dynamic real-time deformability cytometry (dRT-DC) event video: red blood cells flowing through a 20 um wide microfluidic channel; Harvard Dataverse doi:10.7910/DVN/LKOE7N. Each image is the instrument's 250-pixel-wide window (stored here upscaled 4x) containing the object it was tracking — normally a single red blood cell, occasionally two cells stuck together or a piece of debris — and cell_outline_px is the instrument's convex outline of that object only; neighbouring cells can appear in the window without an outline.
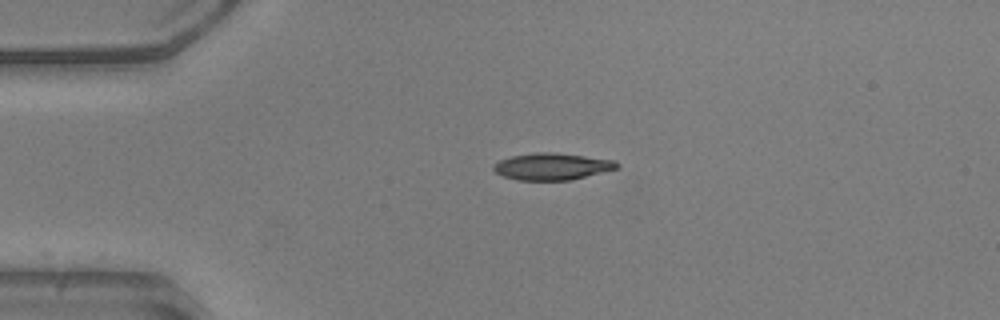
{"species": "common noctule bat (a hibernating species)", "species_latin": "Nyctalus noctula", "temperature_condition": "warm", "stored_images_in_passage": 41, "camera_frame_rate_fps": 3000, "um_per_image_px": 0.085, "animal": {"sex": "male", "body_mass_g": 20.5, "forearm_length_mm": 52.5}, "frame": {"image": 1, "passage_image": 1, "time_ms": 0.0, "image_size_px": [1000, 320], "cell_outline_px": [[620, 168], [572, 180], [516, 180], [504, 176], [496, 172], [492, 168], [492, 164], [500, 160], [512, 156], [536, 152], [552, 152], [616, 160], [620, 164]], "centroid_in_image_um": [46.95, 14.15], "position_along_channel_um": 38.0, "area_um2": 19.42}}
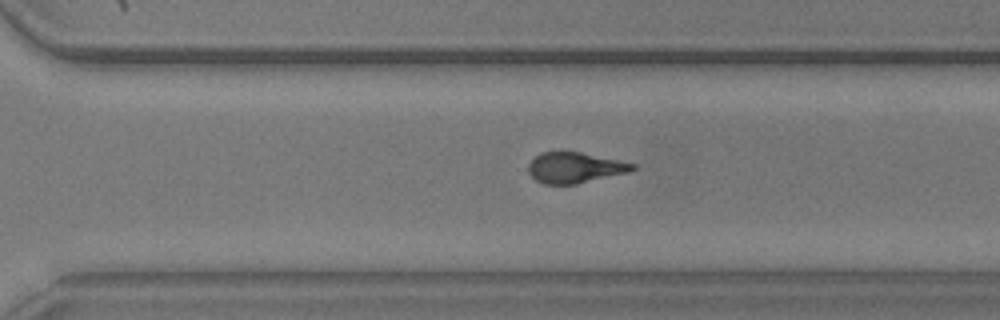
{"frame": {"image": 2, "passage_image": 25, "time_ms": 8.0, "image_size_px": [1000, 320], "cell_outline_px": [[636, 168], [628, 172], [576, 184], [544, 184], [536, 180], [528, 172], [528, 164], [536, 156], [544, 152], [580, 152], [620, 160], [636, 164]], "centroid_in_image_um": [48.87, 14.25], "position_along_channel_um": 321.7, "area_um2": 18.44}}
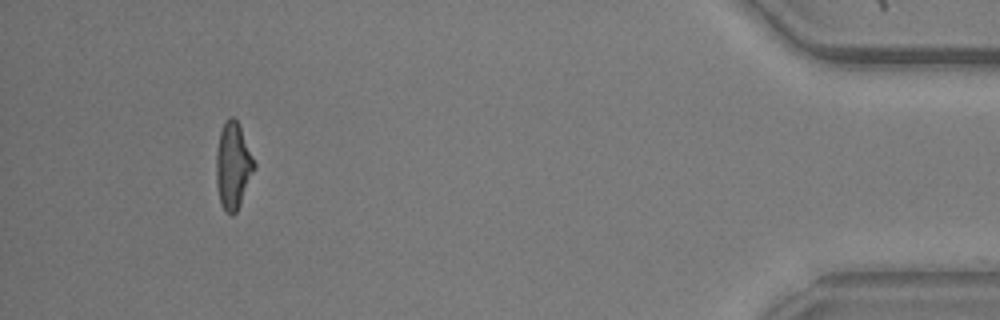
{"frame": {"image": 3, "passage_image": 37, "time_ms": 12.0, "image_size_px": [1000, 320], "cell_outline_px": [[256, 168], [240, 204], [236, 212], [232, 216], [224, 212], [220, 204], [216, 184], [216, 152], [220, 132], [228, 116], [232, 116], [236, 120], [240, 128], [256, 164]], "centroid_in_image_um": [19.8, 14.14], "position_along_channel_um": 415.4, "area_um2": 19.19}, "authors_computed_cell_mechanics": {"area_um2": 19.3052, "velocity_mm_per_s": 3.9618, "shape_relaxation_time_tau1_ms": 3.2001, "shape_relaxation_time_tau2_ms": 1.3193, "deformation_change_tau1": 0.1584, "deformation_change_tau2": 0.0967}}